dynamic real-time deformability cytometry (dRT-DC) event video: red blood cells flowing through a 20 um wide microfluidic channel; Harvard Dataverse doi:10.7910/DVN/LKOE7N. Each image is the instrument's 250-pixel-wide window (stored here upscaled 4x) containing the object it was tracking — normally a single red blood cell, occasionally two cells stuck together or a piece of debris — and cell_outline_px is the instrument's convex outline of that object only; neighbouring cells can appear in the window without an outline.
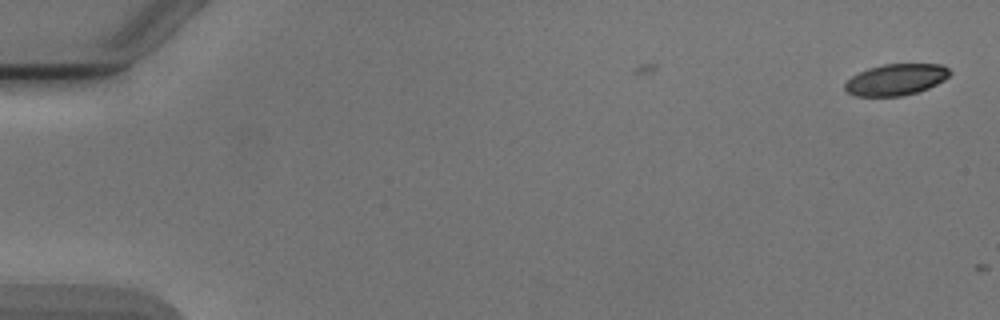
{"species": "Egyptian fruit bat (a non-hibernating species)", "species_latin": "Rousettus aegyptiacus", "temperature_condition": "cold", "stored_images_in_passage": 2, "camera_frame_rate_fps": 3000, "um_per_image_px": 0.085, "animal": {"sex": "male"}, "frame": {"image": 1, "passage_image": 2, "time_ms": 1.333, "image_size_px": [1000, 320], "cell_outline_px": [[952, 72], [944, 80], [928, 88], [916, 92], [900, 96], [856, 96], [848, 92], [844, 88], [844, 84], [852, 76], [868, 68], [884, 64], [944, 64]], "centroid_in_image_um": [76.17, 6.76], "position_along_channel_um": 8.8, "area_um2": 19.07}}